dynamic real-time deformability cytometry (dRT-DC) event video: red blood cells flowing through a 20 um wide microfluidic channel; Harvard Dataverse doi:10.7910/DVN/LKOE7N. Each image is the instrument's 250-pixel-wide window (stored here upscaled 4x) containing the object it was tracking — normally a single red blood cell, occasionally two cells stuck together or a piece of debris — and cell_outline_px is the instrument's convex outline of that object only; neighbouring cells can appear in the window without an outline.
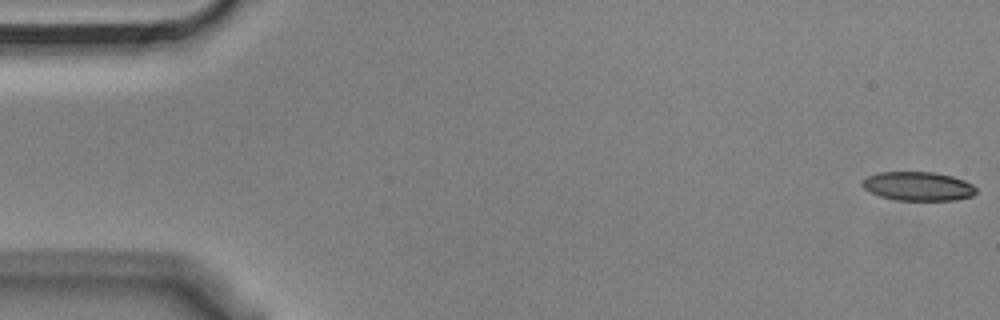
{"species": "Egyptian fruit bat (a non-hibernating species)", "species_latin": "Rousettus aegyptiacus", "temperature_condition": "cold", "stored_images_in_passage": 55, "camera_frame_rate_fps": 3000, "um_per_image_px": 0.085, "animal": {"sex": "male"}, "frame": {"image": 1, "passage_image": 1, "time_ms": 0.0, "image_size_px": [1000, 320], "cell_outline_px": [[976, 192], [972, 196], [956, 200], [896, 200], [880, 196], [864, 188], [860, 184], [860, 180], [868, 176], [880, 172], [932, 172], [952, 176], [964, 180], [972, 184], [976, 188]], "centroid_in_image_um": [78.03, 15.83], "position_along_channel_um": 7.0, "area_um2": 19.19}}
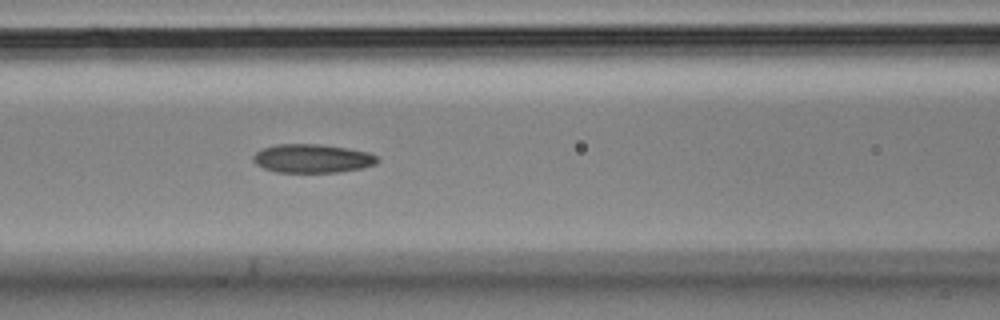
{"frame": {"image": 2, "passage_image": 23, "time_ms": 7.333, "image_size_px": [1000, 320], "cell_outline_px": [[380, 160], [376, 164], [360, 168], [336, 172], [276, 172], [264, 168], [256, 164], [252, 160], [252, 156], [256, 152], [264, 148], [276, 144], [320, 144], [348, 148], [368, 152], [376, 156]], "centroid_in_image_um": [26.53, 13.46], "position_along_channel_um": 140.1, "area_um2": 20.69}}
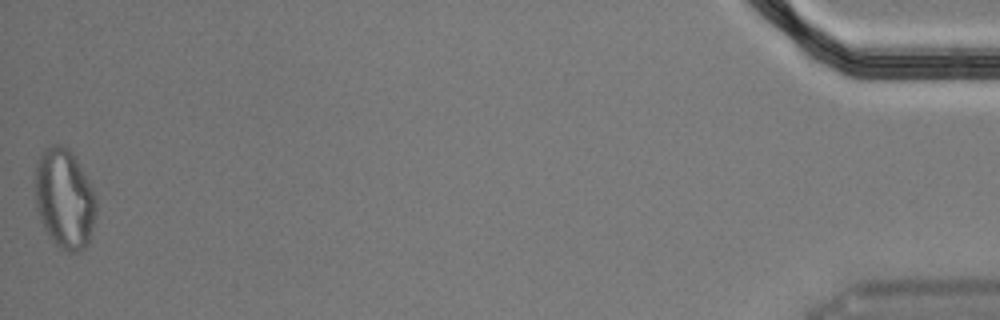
{"frame": {"image": 3, "passage_image": 55, "time_ms": 18.0, "image_size_px": [1000, 320], "cell_outline_px": [[96, 212], [88, 244], [80, 252], [68, 252], [60, 248], [48, 236], [40, 220], [36, 208], [36, 164], [40, 156], [52, 144], [56, 144], [68, 148], [76, 156], [96, 196]], "centroid_in_image_um": [5.49, 16.91], "position_along_channel_um": 429.7, "area_um2": 35.49}, "authors_computed_cell_mechanics": {"area_um2": 20.8658, "velocity_mm_per_s": 3.6237, "shape_relaxation_time_tau1_ms": 7.5045, "shape_relaxation_time_tau2_ms": 3.7083, "deformation_change_tau1": 0.1883, "deformation_change_tau2": 0.1152}}